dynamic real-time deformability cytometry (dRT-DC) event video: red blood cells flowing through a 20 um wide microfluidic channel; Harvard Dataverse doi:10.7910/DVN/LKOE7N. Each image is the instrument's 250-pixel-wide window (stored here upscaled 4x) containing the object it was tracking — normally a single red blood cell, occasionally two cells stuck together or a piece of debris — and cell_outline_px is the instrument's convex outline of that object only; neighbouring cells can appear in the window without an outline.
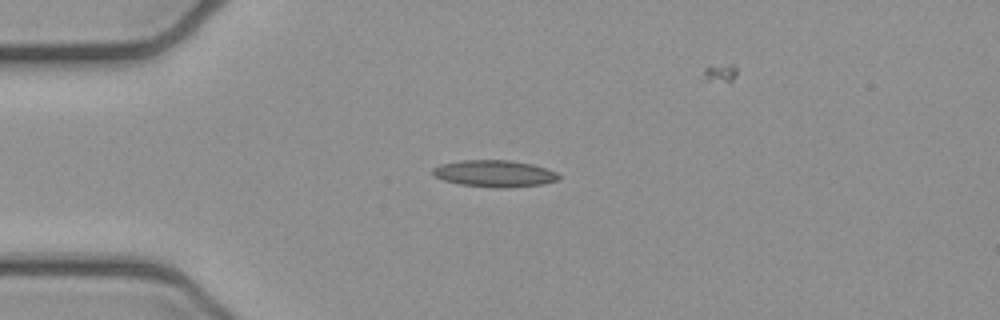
{"species": "common noctule bat (a hibernating species)", "species_latin": "Nyctalus noctula", "temperature_condition": "cold", "stored_images_in_passage": 29, "camera_frame_rate_fps": 3000, "um_per_image_px": 0.085, "animal": {"sex": "female", "body_mass_g": 21.9}, "frame": {"image": 1, "passage_image": 1, "time_ms": 0.0, "image_size_px": [1000, 320], "cell_outline_px": [[560, 176], [556, 180], [544, 184], [508, 188], [492, 188], [460, 184], [444, 180], [436, 176], [432, 172], [432, 168], [440, 164], [460, 160], [508, 160], [532, 164], [556, 172]], "centroid_in_image_um": [42.01, 14.75], "position_along_channel_um": 43.0, "area_um2": 19.65}}
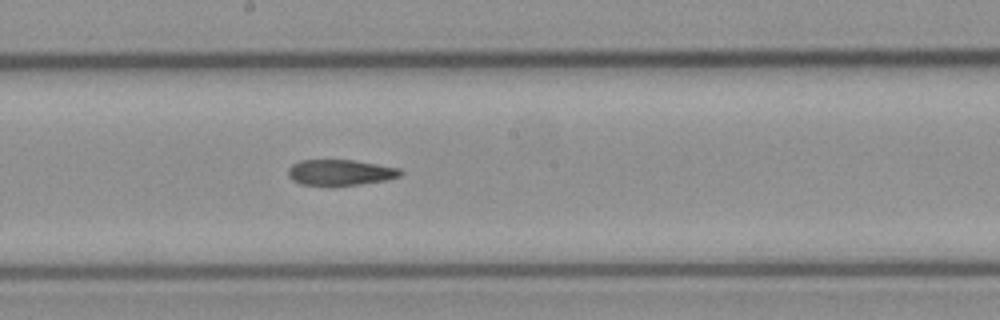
{"frame": {"image": 2, "passage_image": 16, "time_ms": 5.0, "image_size_px": [1000, 320], "cell_outline_px": [[404, 172], [400, 176], [388, 180], [332, 188], [328, 188], [300, 184], [292, 180], [288, 176], [288, 168], [292, 164], [300, 160], [352, 160], [400, 168]], "centroid_in_image_um": [28.89, 14.7], "position_along_channel_um": 219.3, "area_um2": 17.57}}
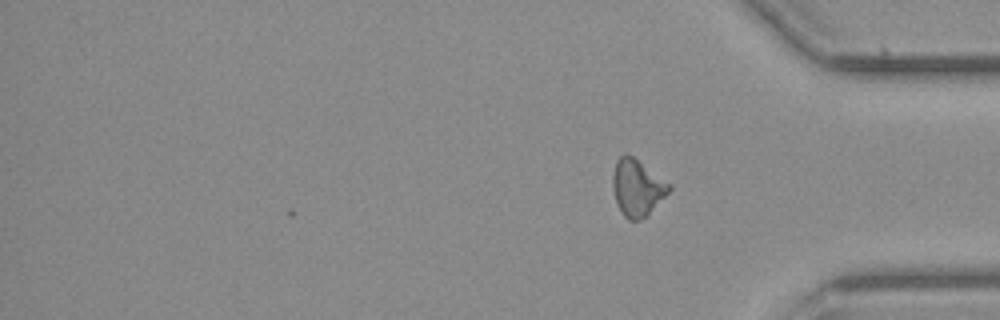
{"frame": {"image": 3, "passage_image": 29, "time_ms": 9.333, "image_size_px": [1000, 320], "cell_outline_px": [[672, 188], [648, 216], [640, 220], [628, 220], [624, 216], [616, 200], [612, 188], [612, 176], [616, 160], [624, 152], [628, 152], [672, 184]], "centroid_in_image_um": [54.18, 15.92], "position_along_channel_um": 381.0, "area_um2": 18.96}, "authors_computed_cell_mechanics": {"area_um2": 17.918, "velocity_mm_per_s": 3.9445, "shape_relaxation_time_tau1_ms": null, "shape_relaxation_time_tau2_ms": 5.6124, "deformation_change_tau1": null, "deformation_change_tau2": 0.1537}}